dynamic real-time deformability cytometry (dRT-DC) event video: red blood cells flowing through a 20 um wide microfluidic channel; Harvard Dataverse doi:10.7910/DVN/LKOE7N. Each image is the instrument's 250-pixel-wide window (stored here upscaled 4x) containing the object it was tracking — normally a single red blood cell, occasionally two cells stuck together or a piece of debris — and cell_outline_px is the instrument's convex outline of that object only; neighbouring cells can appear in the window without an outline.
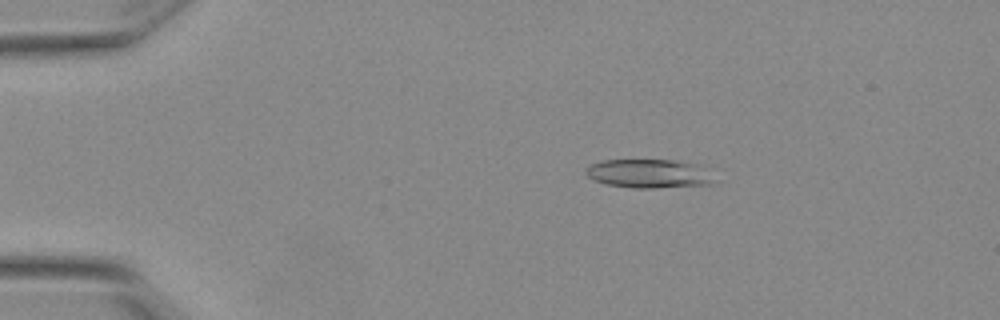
{"species": "Egyptian fruit bat (a non-hibernating species)", "species_latin": "Rousettus aegyptiacus", "temperature_condition": "warm", "stored_images_in_passage": 52, "camera_frame_rate_fps": 3000, "um_per_image_px": 0.085, "animal": {"sex": "female"}, "frame": {"image": 1, "passage_image": 9, "time_ms": 2.667, "image_size_px": [1000, 320], "cell_outline_px": [[720, 180], [712, 184], [656, 188], [636, 188], [608, 184], [596, 180], [588, 176], [584, 172], [588, 164], [604, 160], [672, 160], [700, 164], [720, 168]], "centroid_in_image_um": [55.45, 14.74], "position_along_channel_um": 29.5, "area_um2": 22.72}}
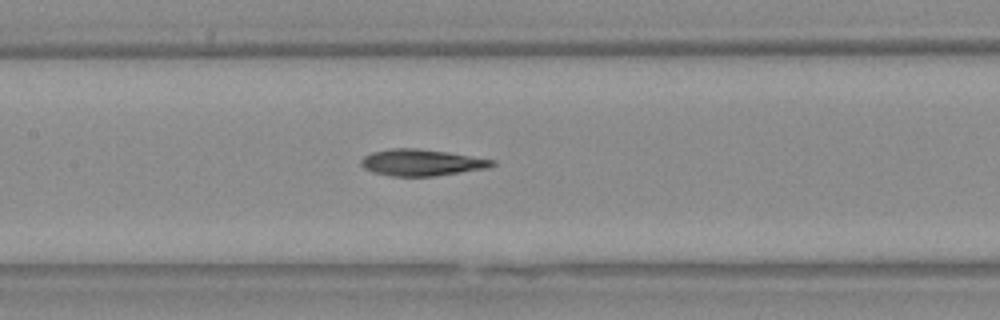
{"frame": {"image": 2, "passage_image": 25, "time_ms": 8.0, "image_size_px": [1000, 320], "cell_outline_px": [[496, 164], [488, 168], [436, 176], [392, 176], [372, 172], [364, 168], [360, 164], [360, 160], [364, 156], [372, 152], [392, 148], [416, 148], [448, 152], [496, 160]], "centroid_in_image_um": [35.84, 13.81], "position_along_channel_um": 171.6, "area_um2": 20.35}}
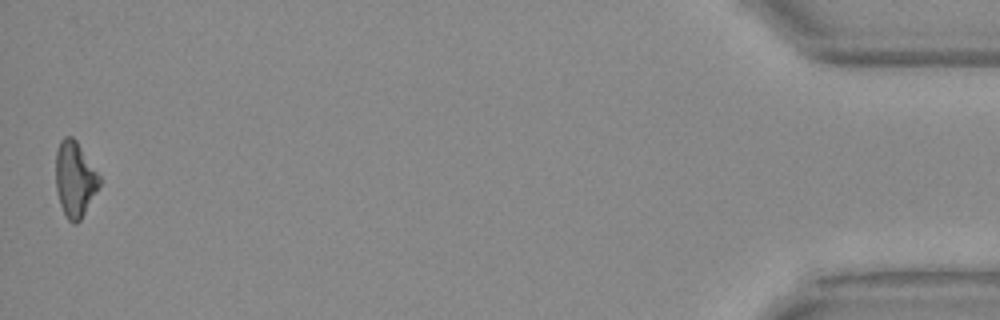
{"frame": {"image": 3, "passage_image": 52, "time_ms": 17.0, "image_size_px": [1000, 320], "cell_outline_px": [[100, 184], [80, 220], [76, 224], [72, 224], [68, 220], [60, 204], [56, 188], [56, 152], [60, 140], [64, 136], [72, 136], [76, 140], [100, 176]], "centroid_in_image_um": [6.35, 15.21], "position_along_channel_um": 428.9, "area_um2": 18.96}, "authors_computed_cell_mechanics": {"area_um2": 20.2011, "velocity_mm_per_s": 3.863, "shape_relaxation_time_tau1_ms": null, "shape_relaxation_time_tau2_ms": 6.2022, "deformation_change_tau1": null, "deformation_change_tau2": 0.1787}}